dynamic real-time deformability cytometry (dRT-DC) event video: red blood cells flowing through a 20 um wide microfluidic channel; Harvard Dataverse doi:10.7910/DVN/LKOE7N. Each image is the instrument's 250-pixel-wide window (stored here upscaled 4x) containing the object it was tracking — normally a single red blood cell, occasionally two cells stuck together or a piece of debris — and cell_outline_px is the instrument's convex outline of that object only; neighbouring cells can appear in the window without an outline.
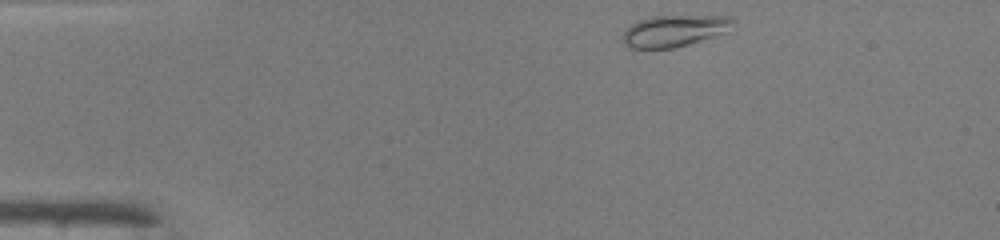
{"species": "common noctule bat (a hibernating species)", "species_latin": "Nyctalus noctula", "temperature_condition": "warm", "stored_images_in_passage": 11, "camera_frame_rate_fps": 3000, "um_per_image_px": 0.085, "animal": {"sex": "male", "body_mass_g": 19.0, "forearm_length_mm": 50.8}, "frame": {"image": 1, "passage_image": 1, "time_ms": 0.0, "image_size_px": [1000, 240], "cell_outline_px": [[732, 20], [724, 32], [688, 44], [672, 48], [628, 48], [624, 44], [624, 32], [632, 24], [640, 20], [652, 16], [728, 16]], "centroid_in_image_um": [57.23, 2.62], "position_along_channel_um": 27.8, "area_um2": 19.54}}
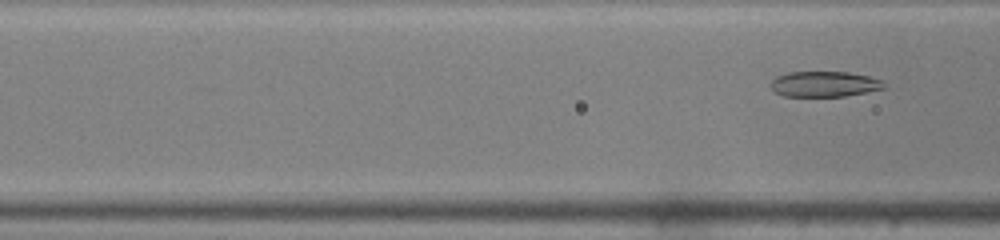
{"frame": {"image": 2, "passage_image": 11, "time_ms": 3.333, "image_size_px": [1000, 240], "cell_outline_px": [[888, 88], [844, 96], [784, 96], [776, 92], [768, 84], [776, 76], [788, 72], [848, 72], [868, 76], [880, 80]], "centroid_in_image_um": [70.06, 7.14], "position_along_channel_um": 96.5, "area_um2": 16.82}}